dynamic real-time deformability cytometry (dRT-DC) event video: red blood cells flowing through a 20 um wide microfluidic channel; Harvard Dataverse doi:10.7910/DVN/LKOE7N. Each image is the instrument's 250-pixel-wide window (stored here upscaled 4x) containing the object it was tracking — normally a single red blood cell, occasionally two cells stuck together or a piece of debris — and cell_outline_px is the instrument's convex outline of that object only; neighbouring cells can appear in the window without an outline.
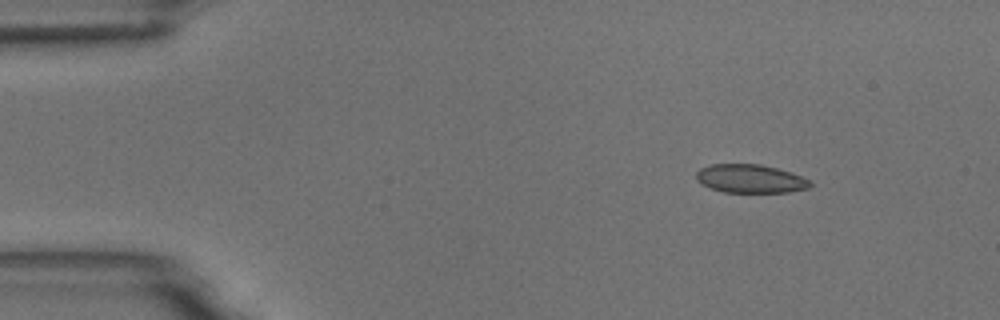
{"species": "common noctule bat (a hibernating species)", "species_latin": "Nyctalus noctula", "temperature_condition": "room temperature", "stored_images_in_passage": 4, "camera_frame_rate_fps": 3000, "um_per_image_px": 0.085, "animal": {"sex": "male", "body_mass_g": 18.8}, "frame": {"image": 1, "passage_image": 1, "time_ms": 0.0, "image_size_px": [1000, 320], "cell_outline_px": [[812, 184], [808, 188], [788, 192], [724, 192], [712, 188], [696, 180], [696, 172], [700, 168], [712, 164], [760, 164], [776, 168], [800, 176], [808, 180]], "centroid_in_image_um": [63.75, 15.18], "position_along_channel_um": 21.3, "area_um2": 18.61}}
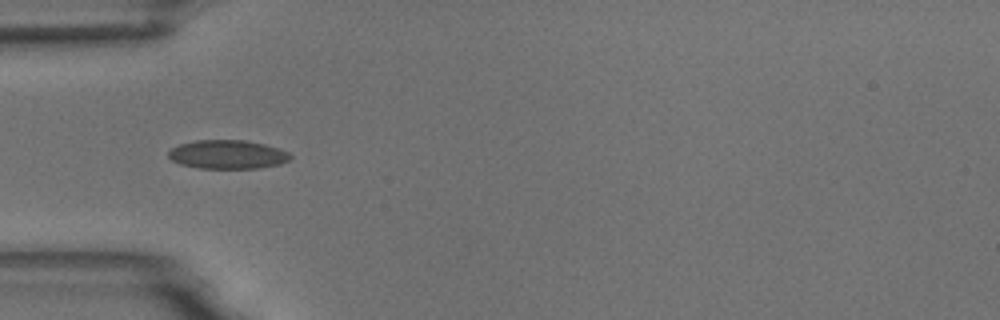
{"frame": {"image": 2, "passage_image": 4, "time_ms": 3.333, "image_size_px": [1000, 320], "cell_outline_px": [[292, 156], [288, 160], [280, 164], [256, 168], [200, 168], [180, 164], [172, 160], [168, 156], [168, 152], [172, 148], [180, 144], [196, 140], [244, 140], [264, 144], [288, 152]], "centroid_in_image_um": [19.32, 13.13], "position_along_channel_um": 65.7, "area_um2": 20.23}}